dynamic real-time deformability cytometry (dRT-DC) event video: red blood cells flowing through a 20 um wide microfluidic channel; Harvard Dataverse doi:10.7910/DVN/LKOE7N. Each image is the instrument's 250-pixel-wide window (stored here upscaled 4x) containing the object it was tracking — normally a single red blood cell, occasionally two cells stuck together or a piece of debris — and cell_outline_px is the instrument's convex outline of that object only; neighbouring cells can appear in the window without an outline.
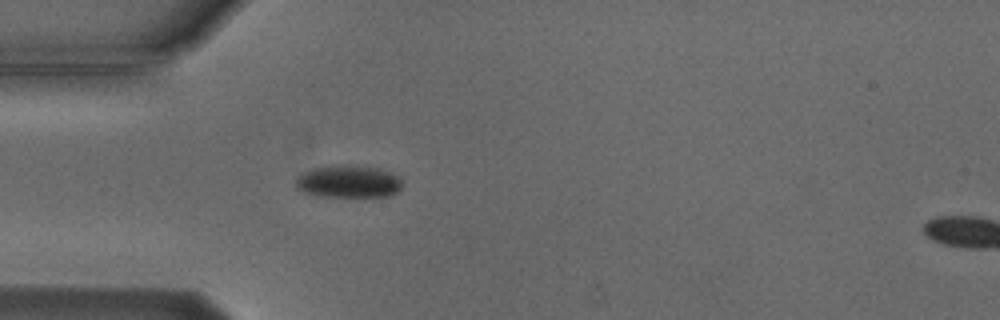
{"species": "Egyptian fruit bat (a non-hibernating species)", "species_latin": "Rousettus aegyptiacus", "temperature_condition": "cold", "stored_images_in_passage": 5, "segment_of_instrument_passage": [1, 2], "camera_frame_rate_fps": 3000, "um_per_image_px": 0.085, "animal": {"sex": "male"}, "frame": {"image": 1, "passage_image": 4, "time_ms": 4.333, "image_size_px": [1000, 320], "cell_outline_px": [[400, 188], [396, 192], [388, 196], [316, 196], [300, 192], [296, 188], [296, 176], [304, 172], [316, 168], [332, 164], [348, 164], [380, 168], [396, 176], [400, 180]], "centroid_in_image_um": [29.54, 15.42], "position_along_channel_um": 55.5, "area_um2": 20.23}}